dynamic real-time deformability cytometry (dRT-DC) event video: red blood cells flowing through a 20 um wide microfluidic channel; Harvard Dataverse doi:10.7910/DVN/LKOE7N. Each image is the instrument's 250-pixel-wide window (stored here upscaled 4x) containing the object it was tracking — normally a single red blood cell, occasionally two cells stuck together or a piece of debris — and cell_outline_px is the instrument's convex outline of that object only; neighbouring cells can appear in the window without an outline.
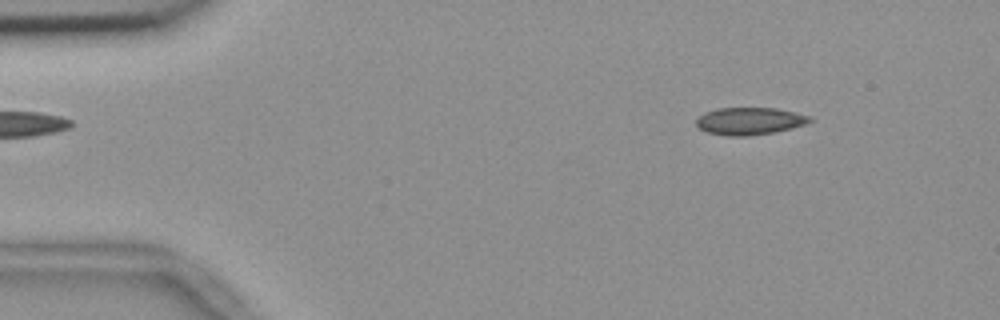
{"species": "common noctule bat (a hibernating species)", "species_latin": "Nyctalus noctula", "temperature_condition": "room temperature", "stored_images_in_passage": 54, "camera_frame_rate_fps": 3000, "um_per_image_px": 0.085, "animal": {"sex": "female", "body_mass_g": 18.4}, "frame": {"image": 1, "passage_image": 6, "time_ms": 1.667, "image_size_px": [1000, 320], "cell_outline_px": [[812, 120], [804, 124], [772, 132], [748, 136], [728, 136], [708, 132], [700, 128], [696, 124], [696, 120], [704, 112], [716, 108], [776, 108], [812, 116]], "centroid_in_image_um": [63.69, 10.28], "position_along_channel_um": 21.3, "area_um2": 17.86}}
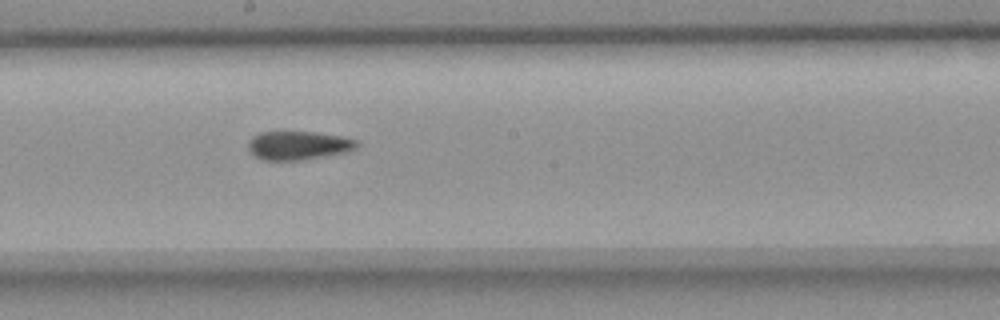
{"frame": {"image": 2, "passage_image": 29, "time_ms": 9.333, "image_size_px": [1000, 320], "cell_outline_px": [[360, 144], [356, 148], [348, 152], [300, 160], [264, 160], [256, 156], [248, 148], [248, 140], [252, 136], [260, 132], [316, 132], [340, 136], [360, 140]], "centroid_in_image_um": [25.4, 12.35], "position_along_channel_um": 222.8, "area_um2": 18.21}}
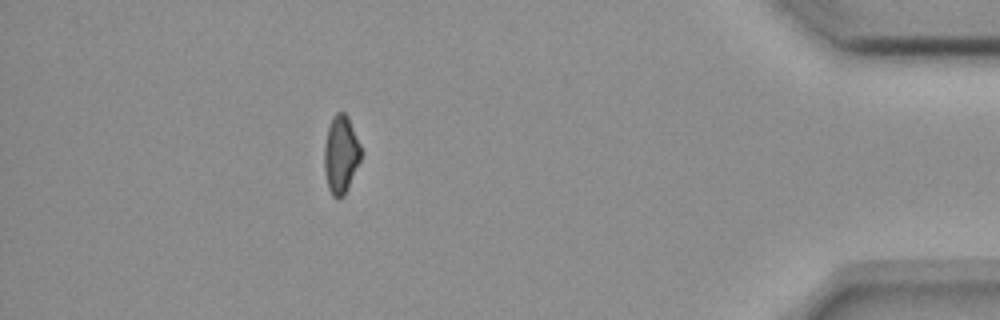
{"frame": {"image": 3, "passage_image": 48, "time_ms": 15.667, "image_size_px": [1000, 320], "cell_outline_px": [[364, 152], [348, 188], [344, 196], [340, 200], [336, 200], [332, 196], [328, 188], [324, 172], [324, 144], [328, 128], [332, 116], [336, 112], [344, 112], [348, 116]], "centroid_in_image_um": [28.98, 13.15], "position_along_channel_um": 406.2, "area_um2": 17.17}, "authors_computed_cell_mechanics": {"area_um2": 18.0914, "velocity_mm_per_s": 3.6786, "shape_relaxation_time_tau1_ms": null, "shape_relaxation_time_tau2_ms": 3.1342, "deformation_change_tau1": null, "deformation_change_tau2": 0.0763}}